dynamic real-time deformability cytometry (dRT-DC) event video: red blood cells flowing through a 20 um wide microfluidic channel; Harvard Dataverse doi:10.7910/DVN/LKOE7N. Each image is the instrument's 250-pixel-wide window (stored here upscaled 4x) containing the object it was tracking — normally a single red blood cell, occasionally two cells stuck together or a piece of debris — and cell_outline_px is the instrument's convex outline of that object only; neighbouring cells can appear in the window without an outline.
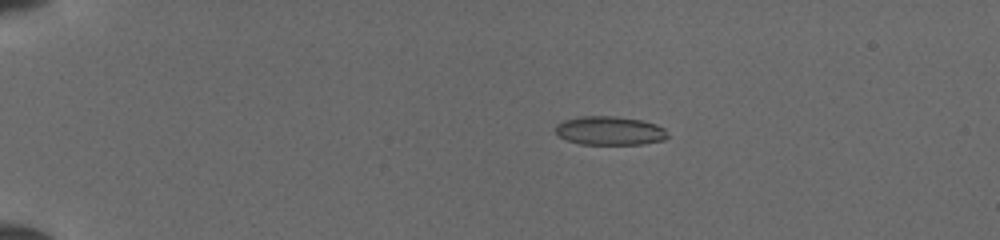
{"species": "common noctule bat (a hibernating species)", "species_latin": "Nyctalus noctula", "temperature_condition": "cold", "stored_images_in_passage": 50, "camera_frame_rate_fps": 3000, "um_per_image_px": 0.085, "animal": {"sex": "female", "body_mass_g": 19.5, "forearm_length_mm": 54.1}, "frame": {"image": 1, "passage_image": 11, "time_ms": 3.333, "image_size_px": [1000, 240], "cell_outline_px": [[668, 136], [664, 140], [644, 144], [580, 144], [568, 140], [560, 136], [556, 132], [556, 124], [564, 120], [580, 116], [616, 116], [640, 120], [656, 124], [664, 128]], "centroid_in_image_um": [51.84, 11.11], "position_along_channel_um": 33.2, "area_um2": 18.73}}
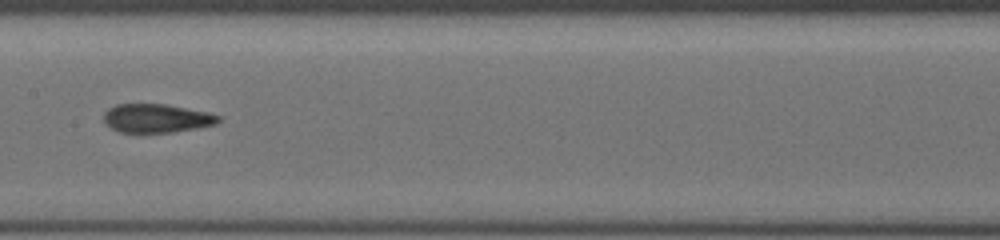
{"frame": {"image": 2, "passage_image": 28, "time_ms": 9.0, "image_size_px": [1000, 240], "cell_outline_px": [[220, 120], [216, 124], [196, 128], [172, 132], [120, 132], [112, 128], [104, 120], [104, 112], [108, 108], [116, 104], [164, 104], [208, 112], [220, 116]], "centroid_in_image_um": [13.31, 10.04], "position_along_channel_um": 194.1, "area_um2": 18.96}}
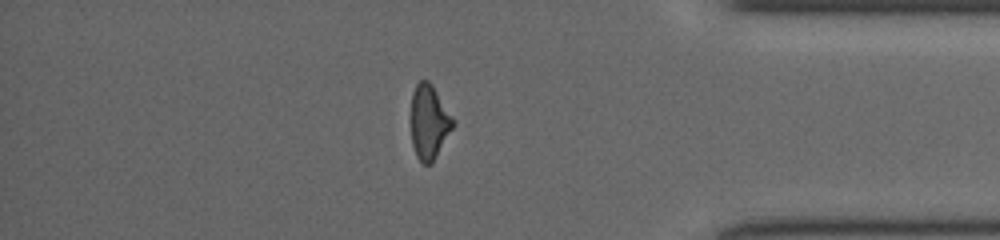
{"frame": {"image": 3, "passage_image": 44, "time_ms": 14.333, "image_size_px": [1000, 240], "cell_outline_px": [[456, 120], [452, 128], [432, 164], [424, 164], [416, 156], [412, 144], [412, 92], [416, 84], [420, 80], [428, 80], [432, 84]], "centroid_in_image_um": [36.49, 10.35], "position_along_channel_um": 398.7, "area_um2": 18.15}}